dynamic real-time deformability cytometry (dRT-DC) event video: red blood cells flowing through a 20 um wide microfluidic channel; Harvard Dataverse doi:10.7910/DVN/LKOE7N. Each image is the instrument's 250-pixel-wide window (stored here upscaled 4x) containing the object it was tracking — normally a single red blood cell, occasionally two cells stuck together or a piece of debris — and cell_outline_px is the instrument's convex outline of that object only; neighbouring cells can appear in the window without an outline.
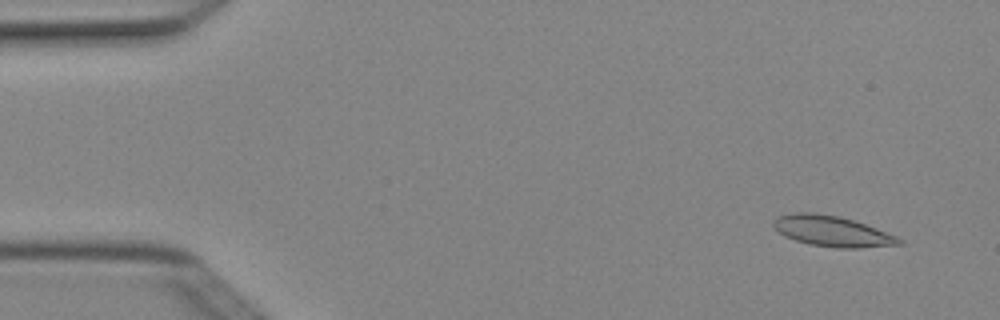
{"species": "Egyptian fruit bat (a non-hibernating species)", "species_latin": "Rousettus aegyptiacus", "temperature_condition": "cold", "stored_images_in_passage": 5, "camera_frame_rate_fps": 3000, "um_per_image_px": 0.085, "animal": {"sex": "female"}, "frame": {"image": 1, "passage_image": 2, "time_ms": 0.333, "image_size_px": [1000, 320], "cell_outline_px": [[904, 244], [860, 248], [840, 248], [808, 244], [784, 236], [772, 224], [772, 220], [776, 216], [792, 212], [812, 212], [840, 216], [876, 228], [896, 236], [904, 240]], "centroid_in_image_um": [70.72, 19.64], "position_along_channel_um": 14.3, "area_um2": 22.48}}
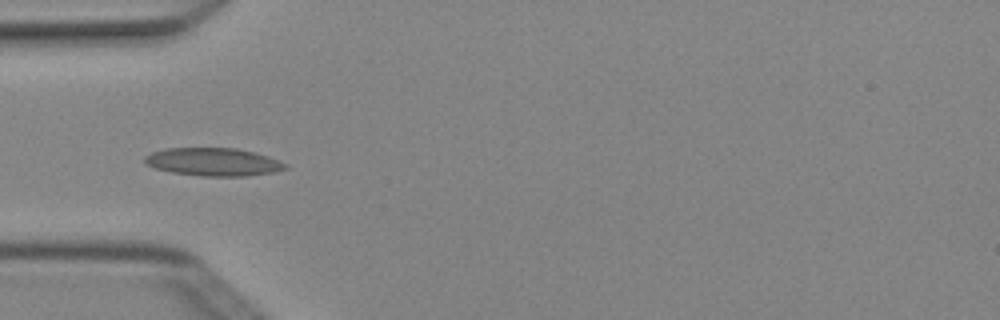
{"frame": {"image": 2, "passage_image": 5, "time_ms": 1.333, "image_size_px": [1000, 320], "cell_outline_px": [[288, 168], [272, 172], [244, 176], [200, 176], [172, 172], [156, 168], [144, 164], [144, 156], [152, 152], [164, 148], [236, 148], [268, 156], [288, 164]], "centroid_in_image_um": [18.1, 13.76], "position_along_channel_um": 66.9, "area_um2": 22.89}}